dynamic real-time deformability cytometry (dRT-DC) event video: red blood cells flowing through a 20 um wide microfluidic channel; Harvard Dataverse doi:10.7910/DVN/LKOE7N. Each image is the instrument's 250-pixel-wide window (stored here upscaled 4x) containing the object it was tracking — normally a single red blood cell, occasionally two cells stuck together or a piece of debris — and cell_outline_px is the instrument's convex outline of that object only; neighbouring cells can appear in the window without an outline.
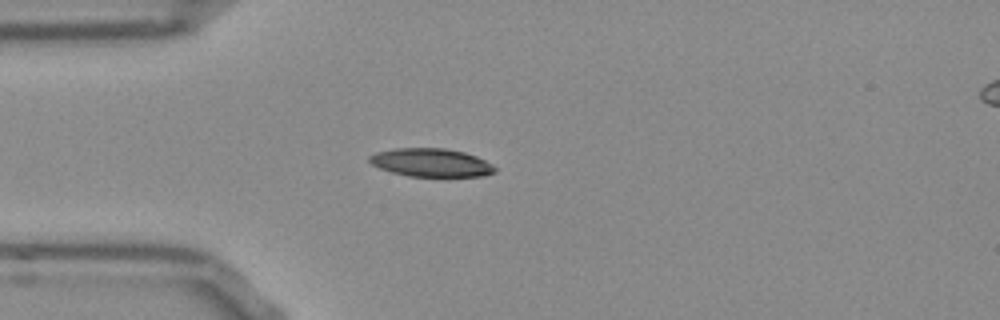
{"species": "Egyptian fruit bat (a non-hibernating species)", "species_latin": "Rousettus aegyptiacus", "temperature_condition": "room temperature", "stored_images_in_passage": 34, "camera_frame_rate_fps": 3000, "um_per_image_px": 0.085, "frame": {"image": 1, "passage_image": 1, "time_ms": 0.0, "image_size_px": [1000, 320], "cell_outline_px": [[496, 172], [484, 176], [408, 176], [392, 172], [380, 168], [372, 164], [368, 160], [368, 156], [376, 152], [396, 148], [444, 148], [464, 152], [476, 156], [492, 164], [496, 168]], "centroid_in_image_um": [36.64, 13.82], "position_along_channel_um": 48.4, "area_um2": 20.63}}
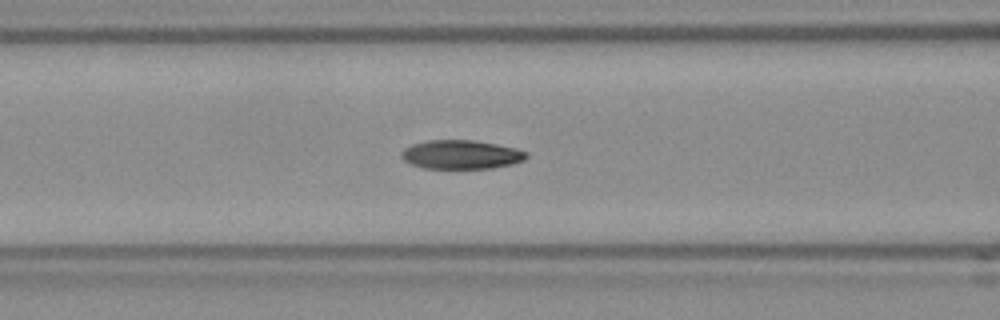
{"frame": {"image": 2, "passage_image": 8, "time_ms": 2.333, "image_size_px": [1000, 320], "cell_outline_px": [[528, 156], [524, 160], [512, 164], [492, 168], [424, 168], [412, 164], [404, 160], [400, 156], [400, 152], [404, 148], [412, 144], [428, 140], [476, 140], [516, 148], [528, 152]], "centroid_in_image_um": [39.2, 13.13], "position_along_channel_um": 127.4, "area_um2": 21.1}}
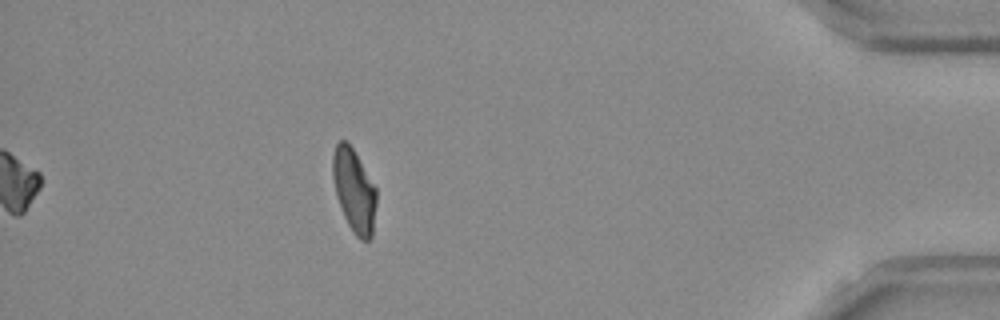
{"frame": {"image": 3, "passage_image": 34, "time_ms": 11.0, "image_size_px": [1000, 320], "cell_outline_px": [[376, 204], [372, 236], [368, 240], [360, 240], [356, 236], [348, 224], [344, 216], [336, 192], [332, 176], [332, 156], [336, 144], [340, 140], [344, 140], [352, 148], [376, 188]], "centroid_in_image_um": [30.1, 16.2], "position_along_channel_um": 405.1, "area_um2": 20.81}, "authors_computed_cell_mechanics": {"area_um2": 21.386, "velocity_mm_per_s": 3.8217, "shape_relaxation_time_tau1_ms": 5.3949, "shape_relaxation_time_tau2_ms": 3.2958, "deformation_change_tau1": 0.1673, "deformation_change_tau2": 0.0823}}